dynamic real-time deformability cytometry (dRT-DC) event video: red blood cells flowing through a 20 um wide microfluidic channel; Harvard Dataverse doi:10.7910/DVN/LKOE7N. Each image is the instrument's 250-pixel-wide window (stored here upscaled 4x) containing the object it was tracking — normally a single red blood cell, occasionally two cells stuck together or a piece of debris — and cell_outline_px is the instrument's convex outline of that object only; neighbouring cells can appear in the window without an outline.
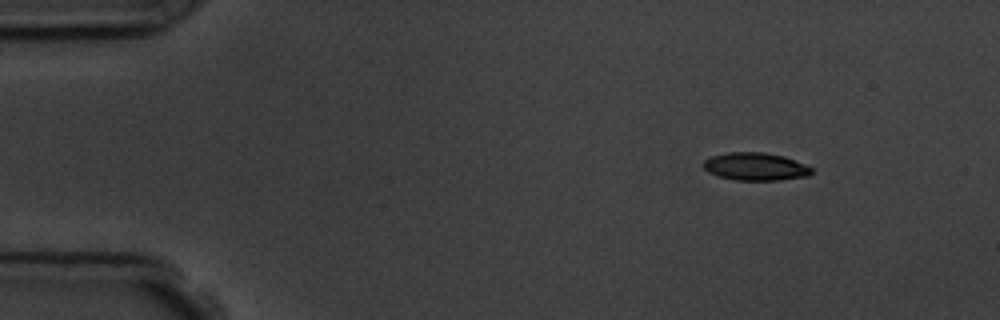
{"species": "common noctule bat (a hibernating species)", "species_latin": "Nyctalus noctula", "temperature_condition": "room temperature", "stored_images_in_passage": 3, "camera_frame_rate_fps": 3000, "um_per_image_px": 0.085, "animal": {"sex": "male", "body_mass_g": 19.5, "forearm_length_mm": 54.6}, "frame": {"image": 1, "passage_image": 1, "time_ms": 0.0, "image_size_px": [1000, 320], "cell_outline_px": [[812, 172], [808, 176], [780, 180], [736, 180], [716, 176], [708, 172], [704, 168], [704, 160], [712, 156], [728, 152], [764, 152], [784, 156], [804, 164], [812, 168]], "centroid_in_image_um": [64.2, 14.16], "position_along_channel_um": 20.8, "area_um2": 17.51}}